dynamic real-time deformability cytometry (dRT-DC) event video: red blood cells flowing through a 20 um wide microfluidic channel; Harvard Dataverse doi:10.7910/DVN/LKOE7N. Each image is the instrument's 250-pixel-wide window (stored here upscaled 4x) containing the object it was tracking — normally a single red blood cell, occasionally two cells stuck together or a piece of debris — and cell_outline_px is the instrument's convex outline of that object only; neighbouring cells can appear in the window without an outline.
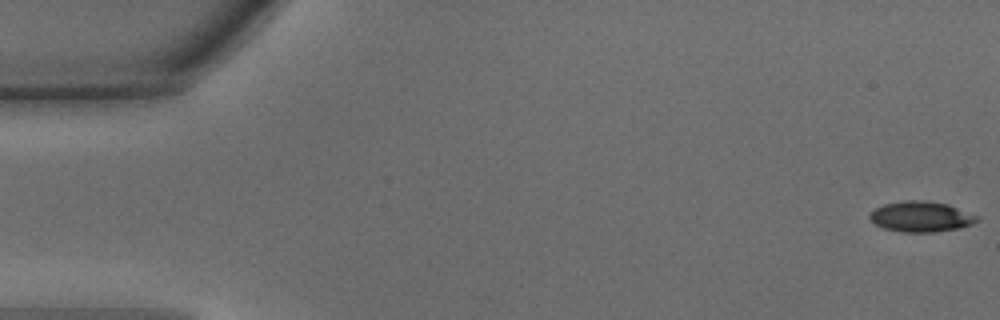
{"species": "common noctule bat (a hibernating species)", "species_latin": "Nyctalus noctula", "temperature_condition": "warm", "stored_images_in_passage": 7, "camera_frame_rate_fps": 3000, "um_per_image_px": 0.085, "animal": {"sex": "male", "body_mass_g": 15.6}, "frame": {"image": 1, "passage_image": 1, "time_ms": 0.0, "image_size_px": [1000, 320], "cell_outline_px": [[980, 220], [972, 224], [960, 228], [936, 232], [904, 232], [884, 228], [876, 224], [868, 216], [876, 208], [884, 204], [904, 200], [924, 200], [948, 204], [980, 216]], "centroid_in_image_um": [78.34, 18.41], "position_along_channel_um": 6.7, "area_um2": 19.13}}